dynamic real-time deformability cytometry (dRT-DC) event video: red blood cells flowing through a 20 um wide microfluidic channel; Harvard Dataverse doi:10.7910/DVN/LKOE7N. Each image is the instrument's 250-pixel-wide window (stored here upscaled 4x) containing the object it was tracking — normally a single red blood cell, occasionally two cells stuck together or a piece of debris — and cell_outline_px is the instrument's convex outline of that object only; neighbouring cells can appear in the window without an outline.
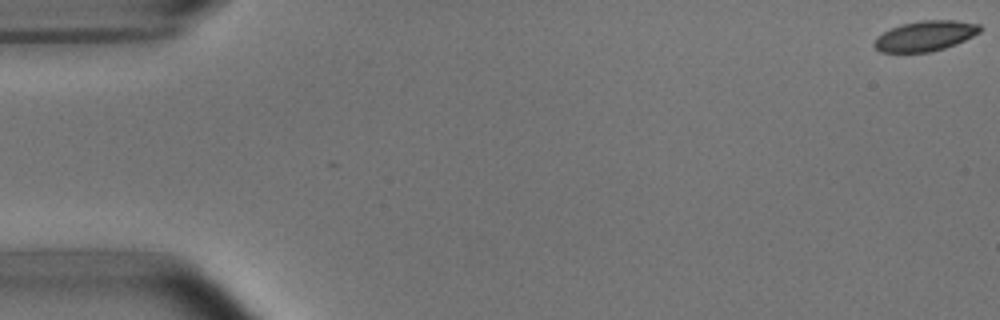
{"species": "common noctule bat (a hibernating species)", "species_latin": "Nyctalus noctula", "temperature_condition": "room temperature", "stored_images_in_passage": 5, "camera_frame_rate_fps": 3000, "um_per_image_px": 0.085, "animal": {"sex": "male", "body_mass_g": 15.6}, "frame": {"image": 1, "passage_image": 1, "time_ms": 0.0, "image_size_px": [1000, 320], "cell_outline_px": [[984, 28], [980, 32], [956, 44], [932, 52], [880, 52], [872, 44], [876, 36], [900, 24], [920, 20], [956, 20], [980, 24]], "centroid_in_image_um": [78.65, 3.05], "position_along_channel_um": 6.4, "area_um2": 18.79}}